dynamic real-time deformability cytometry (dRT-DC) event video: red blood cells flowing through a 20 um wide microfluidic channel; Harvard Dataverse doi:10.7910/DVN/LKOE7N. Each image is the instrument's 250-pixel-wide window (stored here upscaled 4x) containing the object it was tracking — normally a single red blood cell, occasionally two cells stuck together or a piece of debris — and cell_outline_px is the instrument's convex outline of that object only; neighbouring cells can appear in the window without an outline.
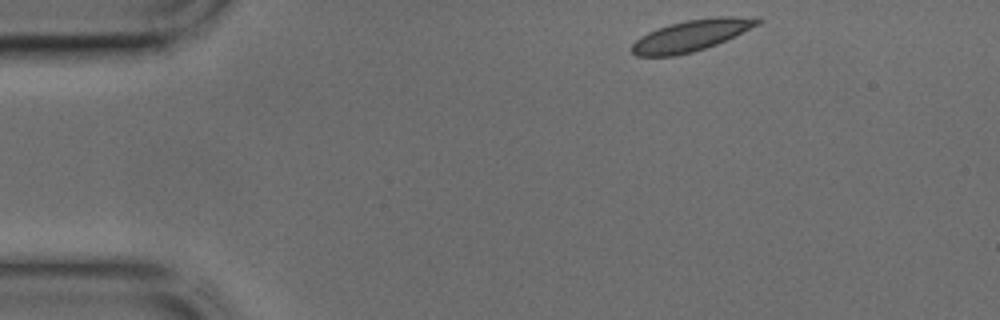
{"species": "common noctule bat (a hibernating species)", "species_latin": "Nyctalus noctula", "temperature_condition": "cold", "stored_images_in_passage": 38, "camera_frame_rate_fps": 3000, "um_per_image_px": 0.085, "animal": {"sex": "male", "body_mass_g": 17.9, "forearm_length_mm": 54.2}, "frame": {"image": 1, "passage_image": 1, "time_ms": 0.0, "image_size_px": [1000, 320], "cell_outline_px": [[764, 20], [760, 24], [716, 44], [692, 52], [672, 56], [636, 56], [632, 52], [632, 44], [640, 36], [648, 32], [684, 20], [720, 16], [756, 16]], "centroid_in_image_um": [58.8, 3.0], "position_along_channel_um": 26.2, "area_um2": 22.77}}
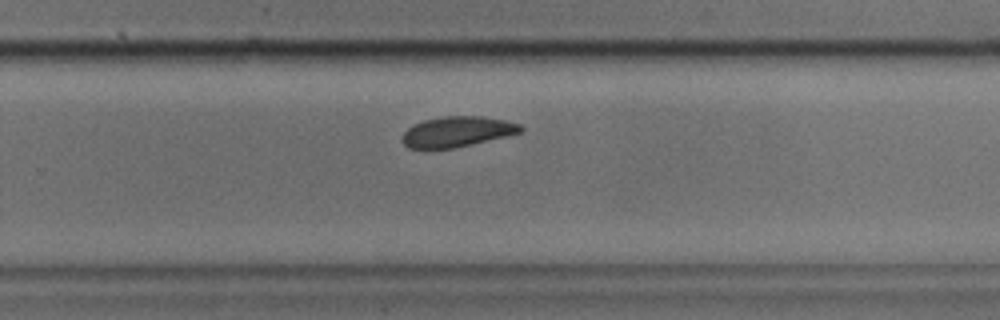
{"frame": {"image": 2, "passage_image": 23, "time_ms": 7.333, "image_size_px": [1000, 320], "cell_outline_px": [[524, 128], [520, 132], [504, 136], [452, 148], [408, 148], [400, 140], [404, 132], [408, 128], [424, 120], [444, 116], [480, 116], [508, 120], [520, 124]], "centroid_in_image_um": [38.84, 11.18], "position_along_channel_um": 291.0, "area_um2": 20.63}}
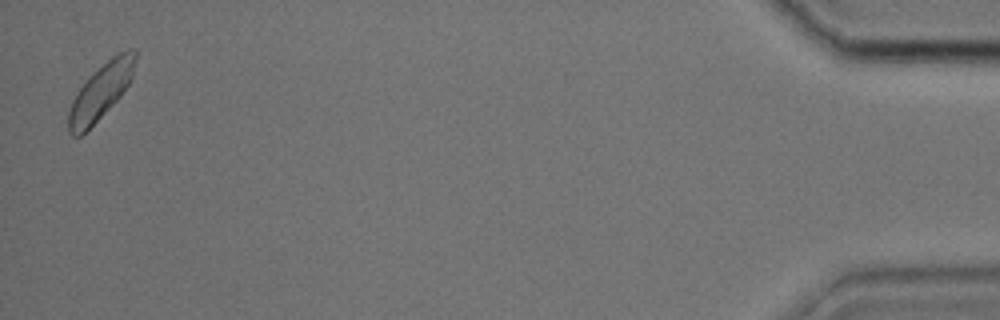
{"frame": {"image": 3, "passage_image": 38, "time_ms": 12.333, "image_size_px": [1000, 320], "cell_outline_px": [[136, 56], [132, 76], [128, 84], [120, 96], [80, 136], [72, 136], [68, 132], [68, 112], [72, 100], [88, 76], [112, 56], [128, 48], [136, 48]], "centroid_in_image_um": [8.55, 7.74], "position_along_channel_um": 426.6, "area_um2": 21.21}}